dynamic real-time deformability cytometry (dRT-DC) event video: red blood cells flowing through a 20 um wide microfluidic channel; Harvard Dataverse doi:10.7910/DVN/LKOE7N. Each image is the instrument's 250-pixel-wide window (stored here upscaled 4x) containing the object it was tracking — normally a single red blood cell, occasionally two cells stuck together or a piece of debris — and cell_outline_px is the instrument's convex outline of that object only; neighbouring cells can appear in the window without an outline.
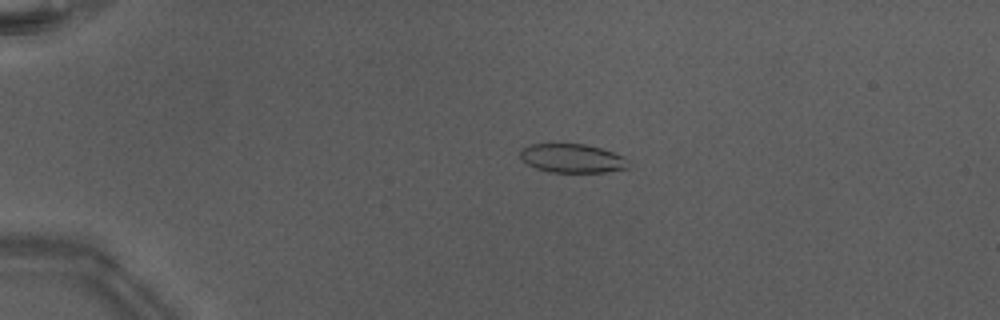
{"species": "Egyptian fruit bat (a non-hibernating species)", "species_latin": "Rousettus aegyptiacus", "temperature_condition": "warm", "stored_images_in_passage": 38, "camera_frame_rate_fps": 3000, "um_per_image_px": 0.085, "animal": {"sex": "male"}, "frame": {"image": 1, "passage_image": 2, "time_ms": 0.333, "image_size_px": [1000, 320], "cell_outline_px": [[628, 168], [604, 172], [552, 172], [536, 168], [528, 164], [520, 156], [520, 148], [532, 144], [584, 144], [600, 148], [624, 156], [628, 160]], "centroid_in_image_um": [48.64, 13.45], "position_along_channel_um": 36.4, "area_um2": 18.03}}
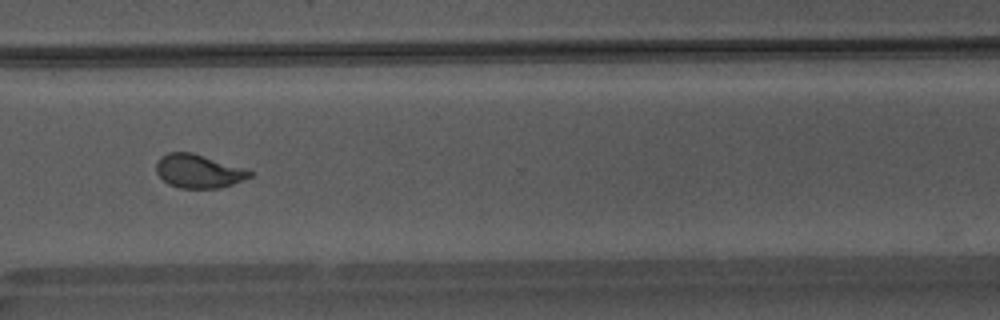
{"frame": {"image": 2, "passage_image": 29, "time_ms": 9.333, "image_size_px": [1000, 320], "cell_outline_px": [[252, 176], [244, 180], [220, 188], [180, 188], [168, 184], [156, 172], [156, 164], [160, 156], [168, 152], [192, 152], [248, 168], [252, 172]], "centroid_in_image_um": [16.9, 14.54], "position_along_channel_um": 353.7, "area_um2": 18.55}}
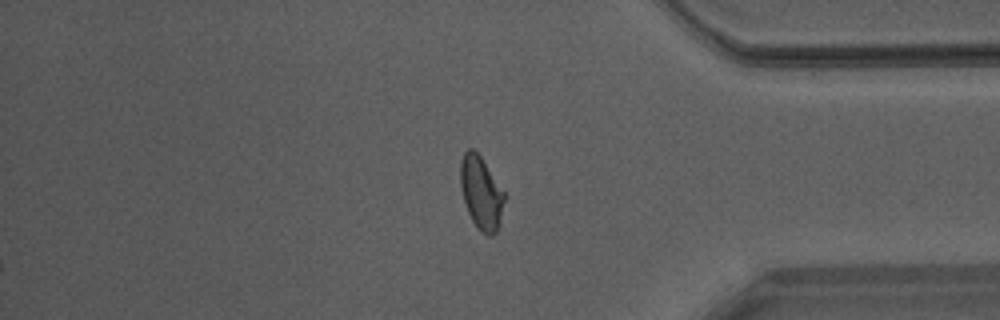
{"frame": {"image": 3, "passage_image": 33, "time_ms": 10.667, "image_size_px": [1000, 320], "cell_outline_px": [[504, 200], [496, 232], [492, 236], [488, 236], [480, 232], [472, 220], [468, 212], [460, 188], [460, 160], [464, 152], [468, 148], [472, 148], [480, 156], [504, 192]], "centroid_in_image_um": [40.86, 16.38], "position_along_channel_um": 394.3, "area_um2": 18.38}}